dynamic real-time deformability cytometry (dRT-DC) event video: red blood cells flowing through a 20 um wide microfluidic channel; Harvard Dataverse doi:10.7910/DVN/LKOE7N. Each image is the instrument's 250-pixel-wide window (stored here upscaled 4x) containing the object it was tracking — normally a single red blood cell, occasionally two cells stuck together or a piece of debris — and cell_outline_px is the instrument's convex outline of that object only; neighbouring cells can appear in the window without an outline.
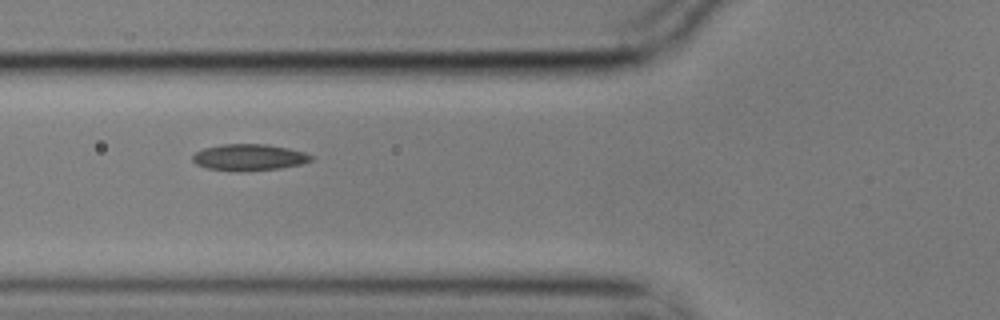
{"species": "common noctule bat (a hibernating species)", "species_latin": "Nyctalus noctula", "temperature_condition": "cold", "stored_images_in_passage": 13, "segment_of_instrument_passage": [1, 2], "camera_frame_rate_fps": 3000, "um_per_image_px": 0.085, "animal": {"sex": "male", "body_mass_g": 17.9}, "frame": {"image": 1, "passage_image": 3, "time_ms": 0.667, "image_size_px": [1000, 320], "cell_outline_px": [[312, 160], [300, 164], [280, 168], [240, 172], [208, 168], [196, 164], [192, 160], [192, 156], [196, 152], [204, 148], [224, 144], [264, 144], [288, 148], [304, 152], [312, 156]], "centroid_in_image_um": [21.15, 13.38], "position_along_channel_um": 104.6, "area_um2": 18.15}}
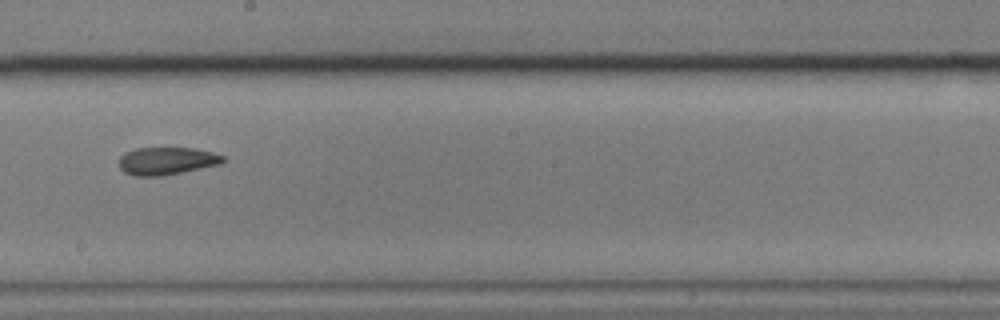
{"frame": {"image": 2, "passage_image": 6, "time_ms": 1.667, "image_size_px": [1000, 320], "cell_outline_px": [[228, 160], [220, 164], [164, 176], [136, 176], [124, 172], [120, 168], [120, 156], [124, 152], [136, 148], [192, 148], [212, 152], [224, 156]], "centroid_in_image_um": [14.18, 13.68], "position_along_channel_um": 234.0, "area_um2": 16.82}}
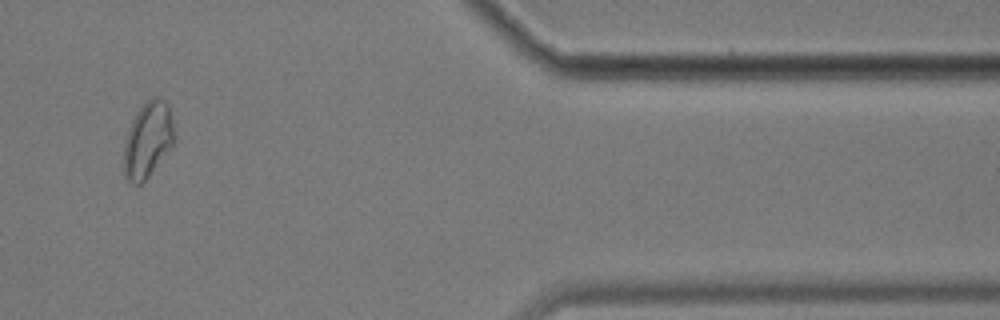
{"frame": {"image": 3, "passage_image": 11, "time_ms": 3.333, "image_size_px": [1000, 320], "cell_outline_px": [[176, 140], [148, 176], [140, 184], [132, 184], [124, 176], [124, 144], [128, 128], [136, 112], [152, 96], [160, 96], [168, 104], [176, 132]], "centroid_in_image_um": [12.58, 11.84], "position_along_channel_um": 398.8, "area_um2": 22.37}}